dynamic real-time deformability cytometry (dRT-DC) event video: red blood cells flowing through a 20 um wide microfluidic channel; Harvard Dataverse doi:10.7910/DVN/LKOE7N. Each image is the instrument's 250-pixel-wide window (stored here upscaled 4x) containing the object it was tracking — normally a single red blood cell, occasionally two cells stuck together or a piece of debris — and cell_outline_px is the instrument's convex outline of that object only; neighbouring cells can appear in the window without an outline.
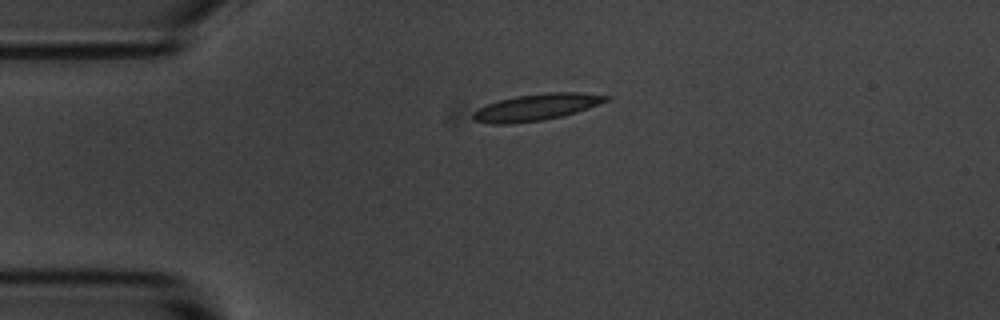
{"species": "common noctule bat (a hibernating species)", "species_latin": "Nyctalus noctula", "temperature_condition": "room temperature", "stored_images_in_passage": 2, "camera_frame_rate_fps": 3000, "um_per_image_px": 0.085, "animal": {"sex": "male", "body_mass_g": 20.1, "forearm_length_mm": 53.5}, "frame": {"image": 1, "passage_image": 2, "time_ms": 2.333, "image_size_px": [1000, 320], "cell_outline_px": [[612, 96], [608, 100], [588, 108], [576, 112], [544, 120], [508, 124], [492, 124], [472, 120], [472, 112], [488, 104], [500, 100], [516, 96], [548, 92], [580, 92]], "centroid_in_image_um": [45.59, 9.11], "position_along_channel_um": 39.4, "area_um2": 20.52}}